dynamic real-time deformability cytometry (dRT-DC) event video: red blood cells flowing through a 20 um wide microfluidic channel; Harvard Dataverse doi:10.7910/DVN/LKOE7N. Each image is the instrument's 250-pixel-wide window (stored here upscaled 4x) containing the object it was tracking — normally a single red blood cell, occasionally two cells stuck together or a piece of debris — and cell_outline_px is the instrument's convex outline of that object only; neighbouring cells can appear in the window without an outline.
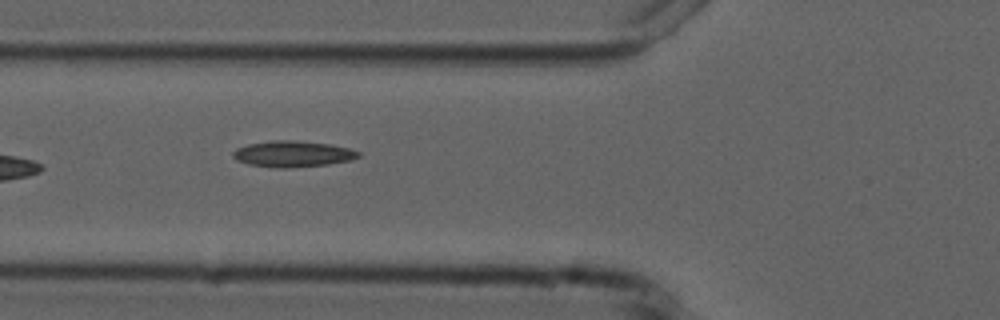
{"species": "common noctule bat (a hibernating species)", "species_latin": "Nyctalus noctula", "temperature_condition": "cold", "stored_images_in_passage": 7, "camera_frame_rate_fps": 3000, "um_per_image_px": 0.085, "animal": {"sex": "male", "forearm_length_mm": 52.5}, "frame": {"image": 1, "passage_image": 6, "time_ms": 6.667, "image_size_px": [1000, 320], "cell_outline_px": [[360, 156], [352, 160], [328, 164], [288, 168], [276, 168], [248, 164], [236, 160], [232, 156], [232, 152], [236, 148], [248, 144], [272, 140], [288, 140], [332, 144], [348, 148], [360, 152]], "centroid_in_image_um": [24.87, 13.08], "position_along_channel_um": 100.9, "area_um2": 19.13}}
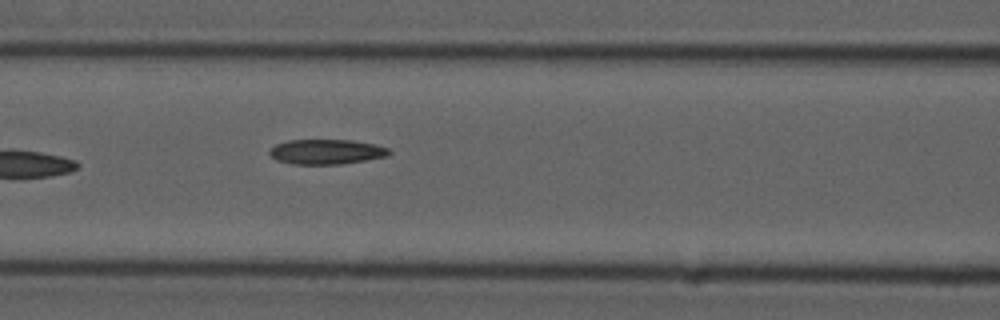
{"frame": {"image": 2, "passage_image": 7, "time_ms": 7.667, "image_size_px": [1000, 320], "cell_outline_px": [[392, 152], [388, 156], [340, 164], [292, 164], [276, 160], [268, 152], [276, 144], [288, 140], [352, 140], [376, 144], [388, 148]], "centroid_in_image_um": [27.76, 12.89], "position_along_channel_um": 138.8, "area_um2": 17.34}}